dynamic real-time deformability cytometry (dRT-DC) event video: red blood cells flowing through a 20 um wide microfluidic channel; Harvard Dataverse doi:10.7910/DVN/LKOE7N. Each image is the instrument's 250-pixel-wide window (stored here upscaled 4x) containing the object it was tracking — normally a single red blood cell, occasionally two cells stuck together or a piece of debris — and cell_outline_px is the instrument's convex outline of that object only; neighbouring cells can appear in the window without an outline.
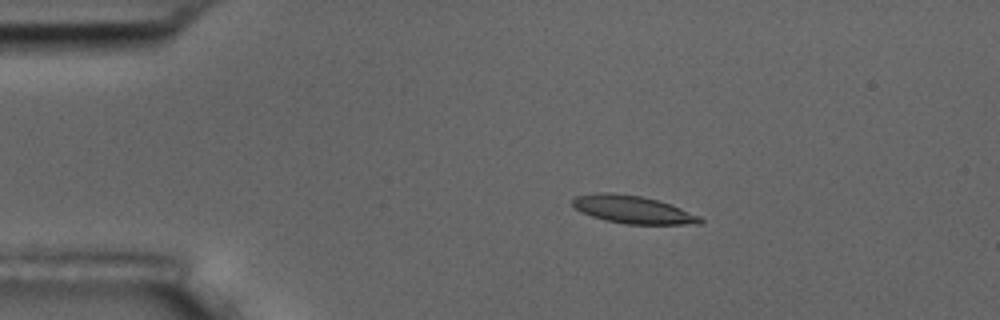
{"species": "common noctule bat (a hibernating species)", "species_latin": "Nyctalus noctula", "temperature_condition": "room temperature", "stored_images_in_passage": 5, "camera_frame_rate_fps": 3000, "um_per_image_px": 0.085, "animal": {"sex": "male", "body_mass_g": 17.5, "forearm_length_mm": 52.3}, "frame": {"image": 1, "passage_image": 3, "time_ms": 2.667, "image_size_px": [1000, 320], "cell_outline_px": [[704, 220], [700, 224], [628, 224], [604, 220], [592, 216], [576, 208], [572, 204], [572, 200], [576, 196], [596, 192], [608, 192], [640, 196], [656, 200], [680, 208], [700, 216]], "centroid_in_image_um": [53.79, 17.81], "position_along_channel_um": 31.2, "area_um2": 20.35}}